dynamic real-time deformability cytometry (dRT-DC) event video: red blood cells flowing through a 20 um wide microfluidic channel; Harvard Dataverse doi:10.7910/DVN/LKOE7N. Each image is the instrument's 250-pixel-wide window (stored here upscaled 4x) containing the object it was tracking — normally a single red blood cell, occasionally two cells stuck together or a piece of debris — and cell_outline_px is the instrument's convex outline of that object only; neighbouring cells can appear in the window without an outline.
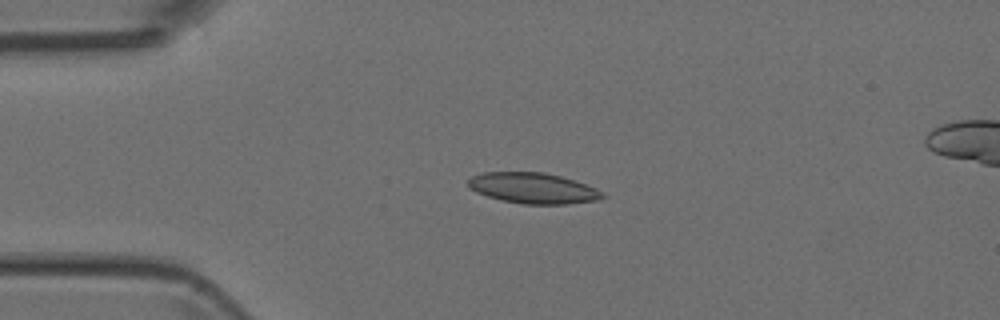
{"species": "Egyptian fruit bat (a non-hibernating species)", "species_latin": "Rousettus aegyptiacus", "temperature_condition": "room temperature", "stored_images_in_passage": 5, "camera_frame_rate_fps": 3000, "um_per_image_px": 0.085, "animal": {"sex": "female"}, "frame": {"image": 1, "passage_image": 3, "time_ms": 3.0, "image_size_px": [1000, 320], "cell_outline_px": [[604, 196], [600, 200], [568, 204], [524, 204], [500, 200], [476, 192], [468, 188], [468, 180], [472, 176], [484, 172], [544, 172], [560, 176], [596, 188]], "centroid_in_image_um": [45.27, 16.0], "position_along_channel_um": 39.7, "area_um2": 23.93}}
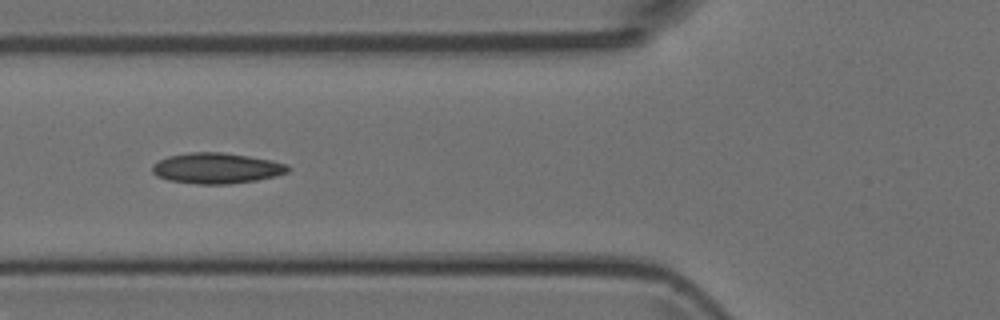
{"frame": {"image": 2, "passage_image": 5, "time_ms": 5.333, "image_size_px": [1000, 320], "cell_outline_px": [[292, 168], [288, 172], [276, 176], [256, 180], [228, 184], [196, 184], [168, 180], [156, 176], [152, 172], [152, 164], [168, 156], [188, 152], [220, 152], [248, 156], [272, 160], [288, 164]], "centroid_in_image_um": [18.42, 14.3], "position_along_channel_um": 107.4, "area_um2": 24.39}}